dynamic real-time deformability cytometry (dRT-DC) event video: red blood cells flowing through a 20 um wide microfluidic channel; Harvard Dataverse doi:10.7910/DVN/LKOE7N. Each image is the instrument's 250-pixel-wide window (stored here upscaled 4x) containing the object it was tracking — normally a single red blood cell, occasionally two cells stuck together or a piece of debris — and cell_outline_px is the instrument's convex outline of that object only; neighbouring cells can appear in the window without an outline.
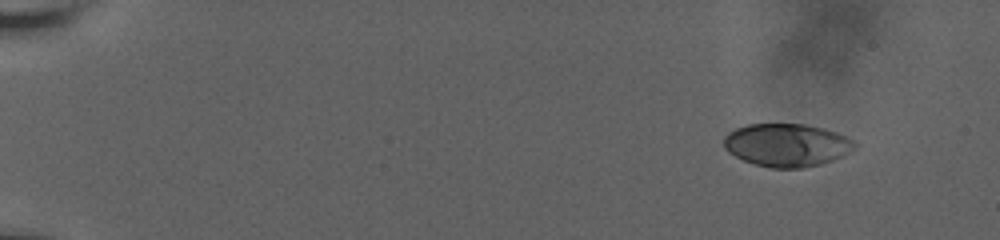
{"species": "human", "species_latin": "Homo sapiens", "temperature_condition": "room temperature", "stored_images_in_passage": 34, "camera_frame_rate_fps": 3000, "um_per_image_px": 0.085, "donor": {"sex": "male"}, "frame": {"image": 1, "passage_image": 1, "time_ms": 0.0, "image_size_px": [1000, 240], "cell_outline_px": [[860, 144], [852, 152], [832, 160], [820, 164], [804, 168], [772, 168], [756, 164], [744, 160], [728, 152], [724, 148], [724, 136], [728, 132], [736, 128], [748, 124], [804, 124], [824, 128], [836, 132]], "centroid_in_image_um": [66.9, 12.33], "position_along_channel_um": 18.1, "area_um2": 32.89}}
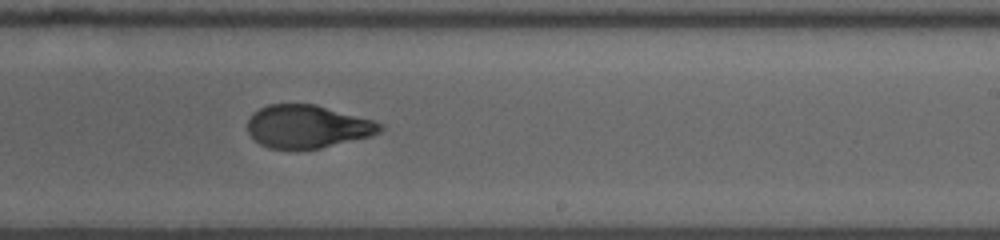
{"frame": {"image": 2, "passage_image": 19, "time_ms": 11.0, "image_size_px": [1000, 240], "cell_outline_px": [[384, 128], [380, 132], [372, 136], [320, 148], [268, 148], [260, 144], [248, 132], [248, 120], [252, 112], [268, 104], [316, 104], [376, 120], [384, 124]], "centroid_in_image_um": [26.19, 10.73], "position_along_channel_um": 262.8, "area_um2": 33.35}}
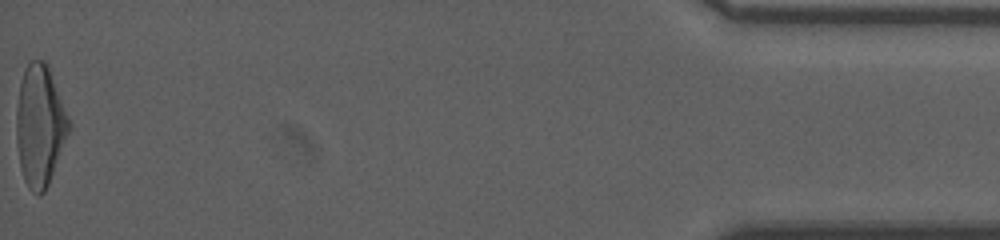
{"frame": {"image": 3, "passage_image": 34, "time_ms": 18.0, "image_size_px": [1000, 240], "cell_outline_px": [[72, 128], [48, 184], [44, 192], [40, 196], [36, 196], [28, 188], [24, 180], [20, 168], [16, 144], [16, 108], [20, 84], [24, 68], [32, 60], [44, 60], [48, 64], [72, 124]], "centroid_in_image_um": [3.4, 10.69], "position_along_channel_um": 431.8, "area_um2": 37.74}, "authors_computed_cell_mechanics": {"area_um2": 34.0442, "velocity_mm_per_s": 3.6459, "shape_relaxation_time_tau1_ms": 10.4288, "shape_relaxation_time_tau2_ms": 1.1376, "deformation_change_tau1": 0.314, "deformation_change_tau2": 0.0644}}